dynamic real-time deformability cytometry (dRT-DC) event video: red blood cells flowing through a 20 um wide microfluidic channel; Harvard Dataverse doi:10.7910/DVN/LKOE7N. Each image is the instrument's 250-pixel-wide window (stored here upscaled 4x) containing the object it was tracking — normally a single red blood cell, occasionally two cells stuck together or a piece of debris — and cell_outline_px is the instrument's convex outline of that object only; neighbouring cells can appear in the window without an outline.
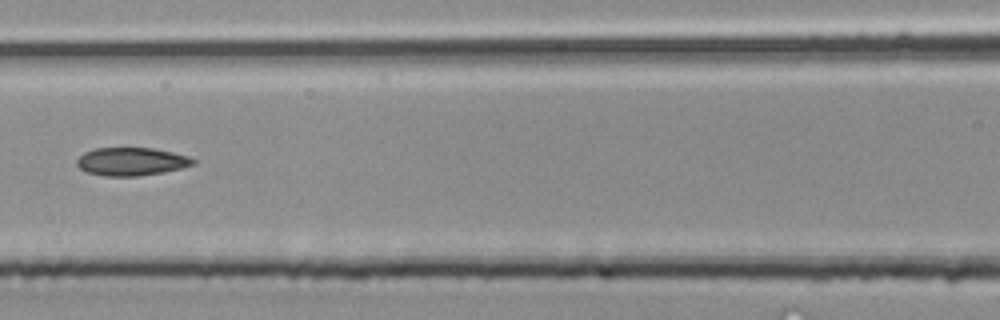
{"species": "common noctule bat (a hibernating species)", "species_latin": "Nyctalus noctula", "temperature_condition": "room temperature", "stored_images_in_passage": 40, "camera_frame_rate_fps": 3000, "um_per_image_px": 0.085, "animal": {"sex": "male", "body_mass_g": 20.4}, "frame": {"image": 1, "passage_image": 18, "time_ms": 5.667, "image_size_px": [1000, 320], "cell_outline_px": [[196, 164], [164, 172], [136, 176], [104, 176], [88, 172], [80, 168], [76, 164], [76, 160], [84, 152], [96, 148], [152, 148], [172, 152], [188, 156], [196, 160]], "centroid_in_image_um": [11.17, 13.73], "position_along_channel_um": 155.4, "area_um2": 18.96}}
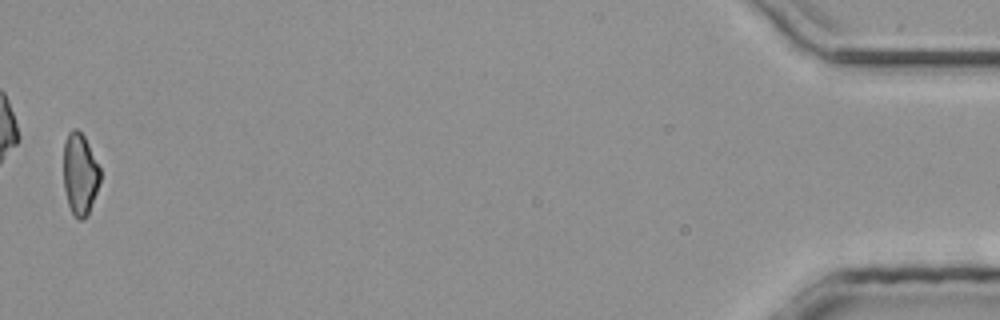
{"frame": {"image": 2, "passage_image": 40, "time_ms": 13.0, "image_size_px": [1000, 320], "cell_outline_px": [[100, 180], [88, 216], [84, 220], [80, 220], [72, 212], [68, 204], [64, 188], [64, 140], [68, 132], [72, 128], [76, 128], [84, 136], [100, 168]], "centroid_in_image_um": [6.79, 14.79], "position_along_channel_um": 428.4, "area_um2": 17.4}}